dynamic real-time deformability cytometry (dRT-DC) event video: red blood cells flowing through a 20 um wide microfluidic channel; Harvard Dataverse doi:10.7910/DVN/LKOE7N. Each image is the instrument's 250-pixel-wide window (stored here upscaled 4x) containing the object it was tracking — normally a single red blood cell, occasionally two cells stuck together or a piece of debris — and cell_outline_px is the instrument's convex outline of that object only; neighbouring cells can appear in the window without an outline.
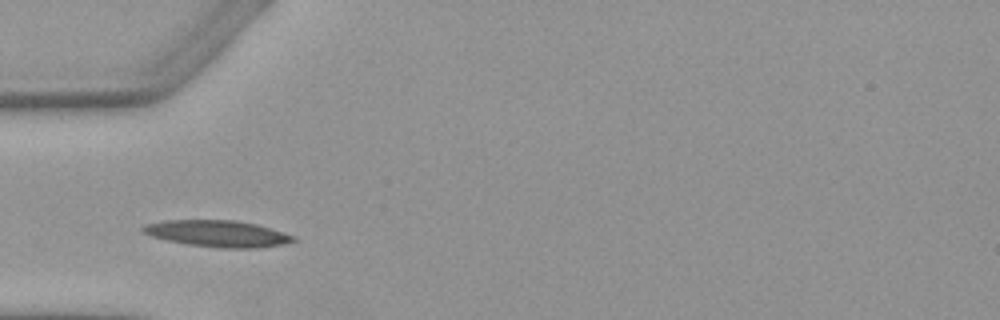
{"species": "Egyptian fruit bat (a non-hibernating species)", "species_latin": "Rousettus aegyptiacus", "temperature_condition": "warm", "stored_images_in_passage": 3, "camera_frame_rate_fps": 3000, "um_per_image_px": 0.085, "animal": {"sex": "female"}, "frame": {"image": 1, "passage_image": 3, "time_ms": 2.333, "image_size_px": [1000, 320], "cell_outline_px": [[296, 240], [284, 244], [256, 248], [220, 248], [188, 244], [168, 240], [152, 236], [144, 232], [140, 228], [144, 224], [164, 220], [236, 220], [256, 224], [272, 228], [296, 236]], "centroid_in_image_um": [18.53, 19.85], "position_along_channel_um": 66.5, "area_um2": 23.29}}